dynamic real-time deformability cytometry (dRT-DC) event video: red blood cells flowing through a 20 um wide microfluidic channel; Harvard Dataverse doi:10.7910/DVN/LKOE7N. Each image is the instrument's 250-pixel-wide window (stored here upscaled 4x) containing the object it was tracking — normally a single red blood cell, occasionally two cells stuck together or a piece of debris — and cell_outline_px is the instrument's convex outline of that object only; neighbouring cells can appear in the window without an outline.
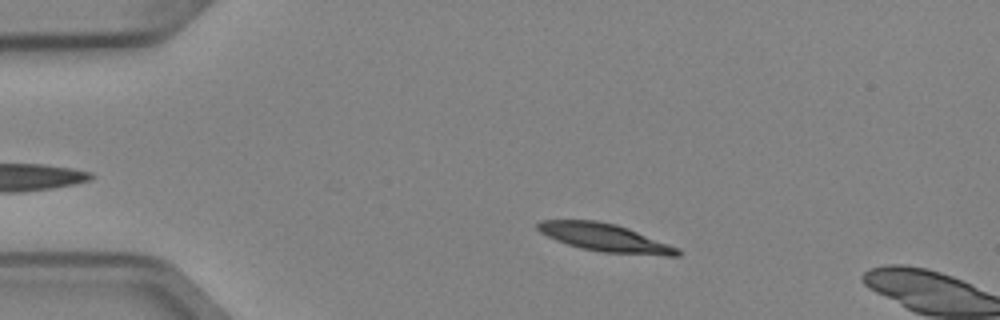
{"species": "Egyptian fruit bat (a non-hibernating species)", "species_latin": "Rousettus aegyptiacus", "temperature_condition": "cold", "stored_images_in_passage": 11, "camera_frame_rate_fps": 3000, "um_per_image_px": 0.085, "animal": {"sex": "female"}, "frame": {"image": 1, "passage_image": 8, "time_ms": 2.333, "image_size_px": [1000, 320], "cell_outline_px": [[680, 256], [664, 256], [600, 252], [580, 248], [556, 240], [540, 232], [536, 228], [536, 224], [540, 220], [596, 220], [616, 224], [628, 228], [668, 244], [676, 248], [680, 252]], "centroid_in_image_um": [51.39, 20.2], "position_along_channel_um": 33.6, "area_um2": 22.66}}